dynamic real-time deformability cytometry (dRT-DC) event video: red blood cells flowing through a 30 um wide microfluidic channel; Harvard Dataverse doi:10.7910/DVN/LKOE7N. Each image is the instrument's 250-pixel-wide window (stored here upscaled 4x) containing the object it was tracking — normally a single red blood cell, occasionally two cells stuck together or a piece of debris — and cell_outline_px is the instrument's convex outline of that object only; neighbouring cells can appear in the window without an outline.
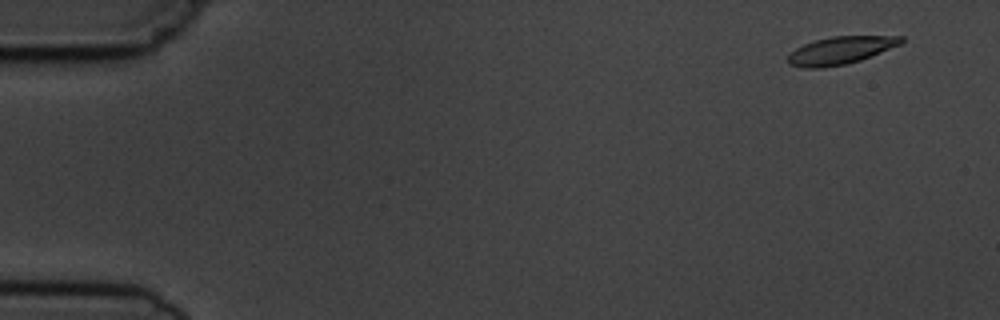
{"species": "common noctule bat (a hibernating species)", "species_latin": "Nyctalus noctula", "temperature_condition": "cold", "stored_images_in_passage": 5, "camera_frame_rate_fps": 3000, "um_per_image_px": 0.085, "animal": {"sex": "male", "body_mass_g": 19.5, "forearm_length_mm": 54.6}, "frame": {"image": 1, "passage_image": 1, "time_ms": 0.0, "image_size_px": [1000, 320], "cell_outline_px": [[904, 40], [900, 44], [860, 60], [844, 64], [824, 68], [804, 68], [788, 64], [788, 56], [796, 48], [804, 44], [816, 40], [832, 36], [904, 36]], "centroid_in_image_um": [71.42, 4.28], "position_along_channel_um": 13.6, "area_um2": 17.98}}
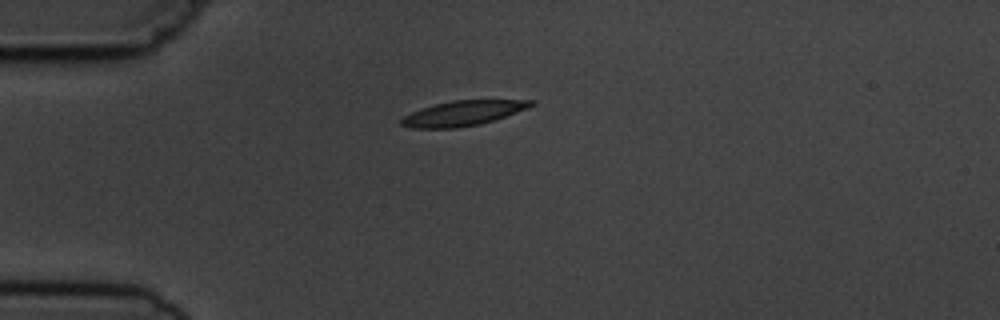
{"frame": {"image": 2, "passage_image": 4, "time_ms": 3.667, "image_size_px": [1000, 320], "cell_outline_px": [[536, 104], [528, 108], [480, 124], [456, 128], [412, 128], [400, 124], [400, 120], [404, 116], [412, 112], [436, 104], [452, 100], [536, 100]], "centroid_in_image_um": [39.37, 9.62], "position_along_channel_um": 45.6, "area_um2": 18.61}}